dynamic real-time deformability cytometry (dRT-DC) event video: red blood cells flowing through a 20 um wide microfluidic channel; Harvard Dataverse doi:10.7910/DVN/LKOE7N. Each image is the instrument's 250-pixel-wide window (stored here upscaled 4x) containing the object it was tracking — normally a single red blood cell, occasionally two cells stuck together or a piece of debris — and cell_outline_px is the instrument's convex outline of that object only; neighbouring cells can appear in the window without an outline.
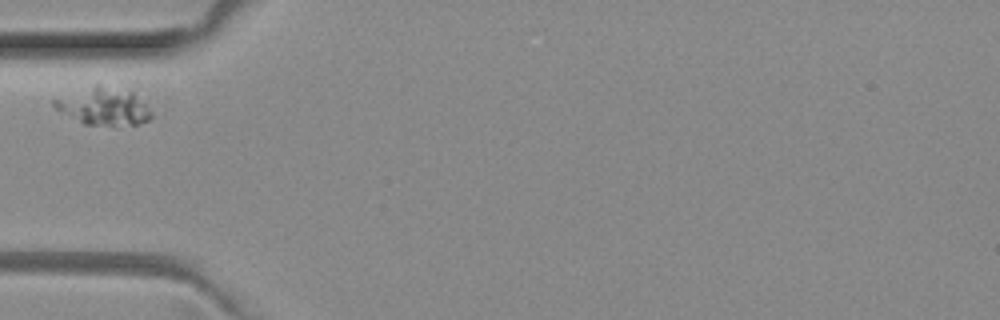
{"species": "common noctule bat (a hibernating species)", "species_latin": "Nyctalus noctula", "temperature_condition": "room temperature", "stored_images_in_passage": 2, "camera_frame_rate_fps": 3000, "um_per_image_px": 0.085, "animal": {"sex": "female", "body_mass_g": 29.2, "forearm_length_mm": 56.3}, "frame": {"image": 1, "passage_image": 2, "time_ms": 0.333, "image_size_px": [1000, 320], "cell_outline_px": [[152, 116], [148, 120], [136, 124], [116, 128], [84, 124], [56, 108], [52, 104], [52, 100], [96, 84], [100, 84], [132, 92], [152, 112]], "centroid_in_image_um": [8.83, 9.08], "position_along_channel_um": 76.2, "area_um2": 21.1}}